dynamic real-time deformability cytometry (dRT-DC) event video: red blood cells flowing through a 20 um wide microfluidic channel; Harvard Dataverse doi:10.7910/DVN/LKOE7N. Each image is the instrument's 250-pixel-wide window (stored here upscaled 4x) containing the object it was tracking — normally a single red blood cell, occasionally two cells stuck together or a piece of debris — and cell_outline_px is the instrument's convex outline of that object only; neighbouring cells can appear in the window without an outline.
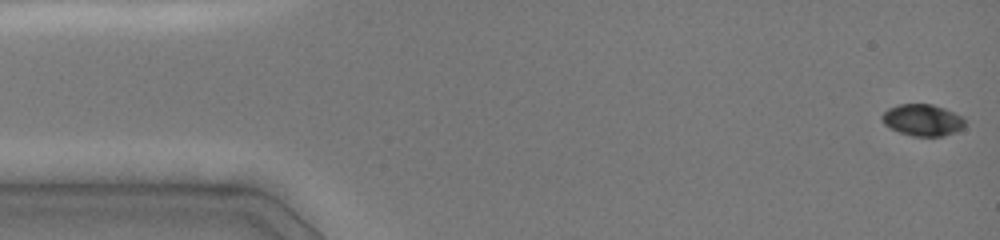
{"species": "common noctule bat (a hibernating species)", "species_latin": "Nyctalus noctula", "temperature_condition": "cold", "stored_images_in_passage": 21, "camera_frame_rate_fps": 3000, "um_per_image_px": 0.085, "animal": {"sex": "female", "body_mass_g": 19.0, "forearm_length_mm": 51.5}, "frame": {"image": 1, "passage_image": 1, "time_ms": 0.0, "image_size_px": [1000, 240], "cell_outline_px": [[964, 128], [956, 132], [944, 136], [912, 136], [900, 132], [884, 124], [880, 116], [888, 108], [896, 104], [932, 104], [944, 108], [964, 116]], "centroid_in_image_um": [78.43, 10.2], "position_along_channel_um": 6.6, "area_um2": 15.43}}
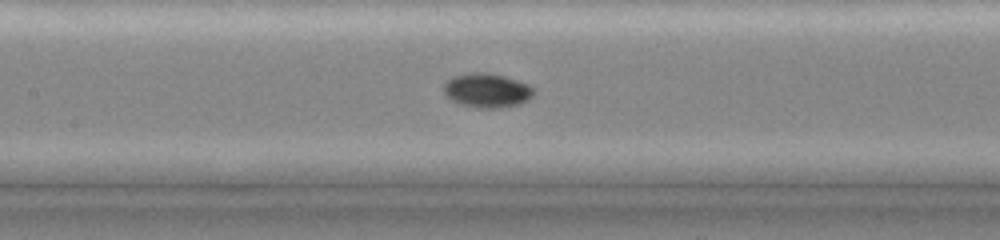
{"frame": {"image": 2, "passage_image": 17, "time_ms": 7.0, "image_size_px": [1000, 240], "cell_outline_px": [[536, 88], [532, 96], [528, 100], [520, 104], [500, 108], [476, 108], [452, 100], [444, 92], [444, 84], [452, 76], [472, 72], [488, 72], [504, 76], [528, 84]], "centroid_in_image_um": [41.43, 7.68], "position_along_channel_um": 166.0, "area_um2": 17.98}}
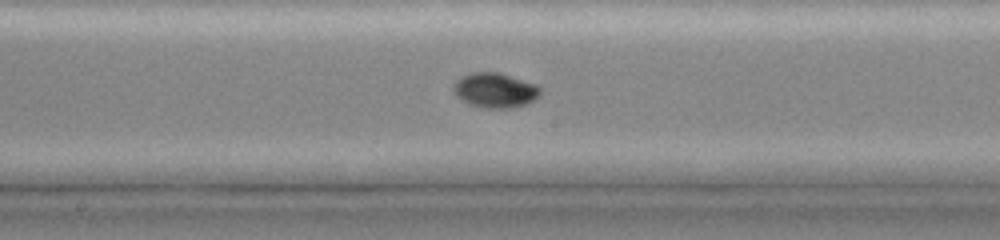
{"frame": {"image": 3, "passage_image": 20, "time_ms": 8.0, "image_size_px": [1000, 240], "cell_outline_px": [[540, 96], [524, 104], [512, 108], [488, 108], [468, 104], [456, 96], [452, 92], [452, 84], [456, 80], [472, 72], [500, 72], [536, 84], [540, 88]], "centroid_in_image_um": [42.05, 7.66], "position_along_channel_um": 206.2, "area_um2": 17.69}}